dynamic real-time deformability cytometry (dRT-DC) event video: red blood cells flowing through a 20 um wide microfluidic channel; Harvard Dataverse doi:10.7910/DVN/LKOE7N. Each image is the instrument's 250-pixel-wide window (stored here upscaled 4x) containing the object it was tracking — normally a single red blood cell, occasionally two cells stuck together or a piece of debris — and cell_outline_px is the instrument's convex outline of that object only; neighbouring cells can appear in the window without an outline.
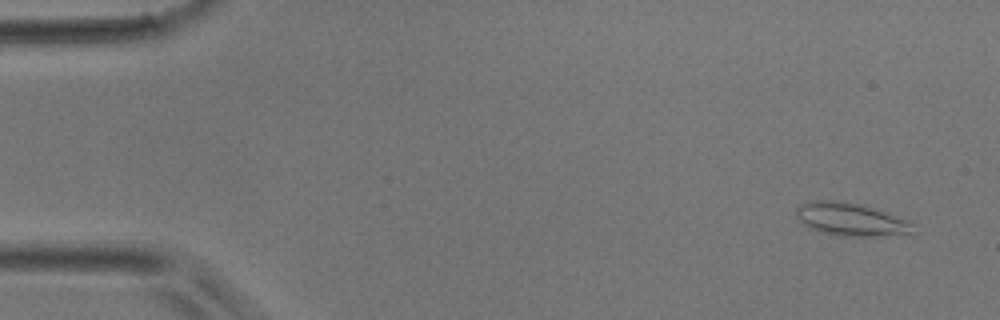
{"species": "common noctule bat (a hibernating species)", "species_latin": "Nyctalus noctula", "temperature_condition": "room temperature", "stored_images_in_passage": 4, "camera_frame_rate_fps": 3000, "um_per_image_px": 0.085, "animal": {"sex": "male", "body_mass_g": 17.9}, "frame": {"image": 1, "passage_image": 1, "time_ms": 0.0, "image_size_px": [1000, 320], "cell_outline_px": [[916, 224], [908, 232], [876, 236], [836, 236], [820, 232], [804, 224], [796, 216], [796, 208], [800, 204], [808, 200], [836, 200], [860, 204], [908, 220]], "centroid_in_image_um": [72.24, 18.63], "position_along_channel_um": 12.8, "area_um2": 22.14}}